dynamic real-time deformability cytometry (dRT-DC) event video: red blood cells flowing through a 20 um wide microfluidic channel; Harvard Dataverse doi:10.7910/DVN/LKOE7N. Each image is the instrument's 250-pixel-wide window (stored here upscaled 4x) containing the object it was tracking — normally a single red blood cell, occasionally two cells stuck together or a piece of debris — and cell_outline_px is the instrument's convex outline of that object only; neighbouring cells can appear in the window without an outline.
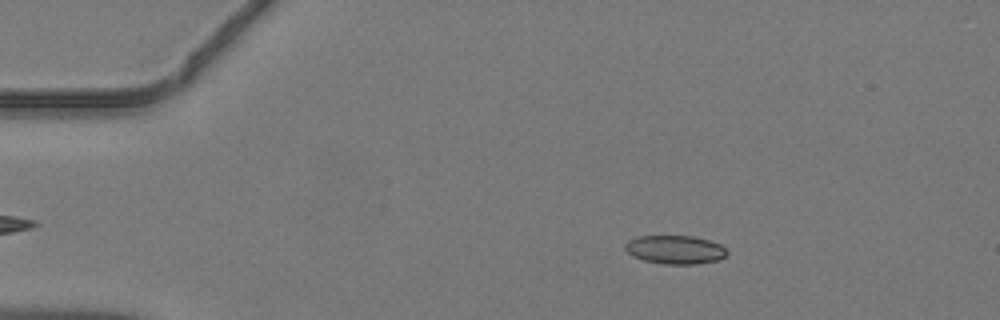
{"species": "common noctule bat (a hibernating species)", "species_latin": "Nyctalus noctula", "temperature_condition": "warm", "stored_images_in_passage": 42, "camera_frame_rate_fps": 3000, "um_per_image_px": 0.085, "animal": {"sex": "male", "body_mass_g": 19.2, "forearm_length_mm": 51.8}, "frame": {"image": 1, "passage_image": 4, "time_ms": 1.0, "image_size_px": [1000, 320], "cell_outline_px": [[728, 256], [720, 260], [696, 264], [664, 264], [644, 260], [632, 256], [624, 248], [624, 244], [628, 240], [636, 236], [692, 236], [708, 240], [720, 244], [728, 252]], "centroid_in_image_um": [57.39, 21.22], "position_along_channel_um": 27.6, "area_um2": 17.11}}
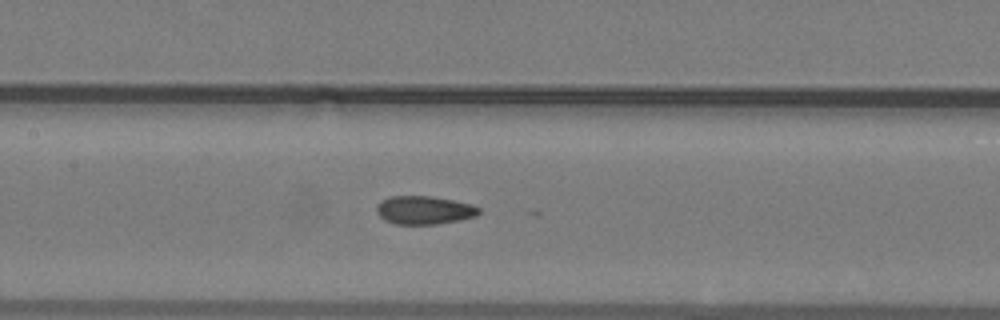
{"frame": {"image": 2, "passage_image": 18, "time_ms": 5.667, "image_size_px": [1000, 320], "cell_outline_px": [[480, 212], [476, 216], [460, 220], [440, 224], [396, 224], [384, 220], [376, 212], [376, 208], [380, 200], [392, 196], [432, 196], [472, 204], [480, 208]], "centroid_in_image_um": [36.06, 17.86], "position_along_channel_um": 171.3, "area_um2": 16.99}}
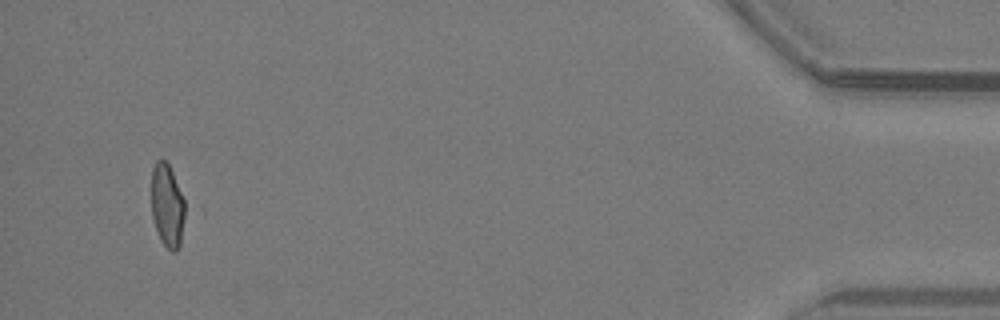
{"frame": {"image": 3, "passage_image": 40, "time_ms": 13.0, "image_size_px": [1000, 320], "cell_outline_px": [[192, 212], [180, 244], [176, 252], [172, 252], [160, 240], [152, 216], [152, 168], [156, 160], [164, 160], [168, 164]], "centroid_in_image_um": [14.34, 17.54], "position_along_channel_um": 420.9, "area_um2": 17.46}}